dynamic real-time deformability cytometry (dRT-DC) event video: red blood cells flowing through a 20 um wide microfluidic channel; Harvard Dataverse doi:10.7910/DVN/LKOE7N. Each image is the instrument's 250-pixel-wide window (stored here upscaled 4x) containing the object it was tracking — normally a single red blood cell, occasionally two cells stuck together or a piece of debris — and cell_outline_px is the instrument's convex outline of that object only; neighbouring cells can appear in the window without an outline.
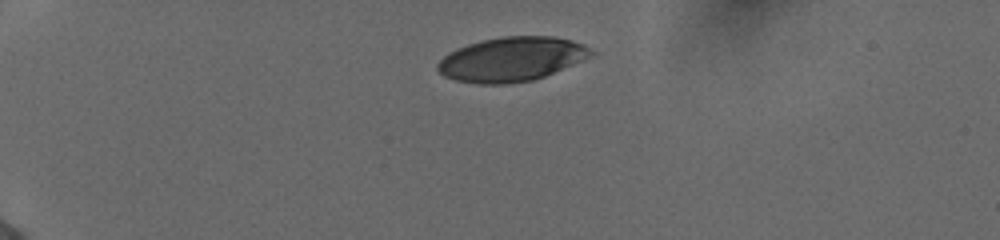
{"species": "human", "species_latin": "Homo sapiens", "temperature_condition": "cold", "stored_images_in_passage": 38, "camera_frame_rate_fps": 3000, "um_per_image_px": 0.085, "donor": {"sex": "female"}, "frame": {"image": 1, "passage_image": 1, "time_ms": 0.0, "image_size_px": [1000, 240], "cell_outline_px": [[596, 56], [544, 76], [532, 80], [508, 84], [480, 84], [456, 80], [444, 76], [436, 68], [436, 64], [448, 52], [456, 48], [480, 40], [500, 36], [552, 36], [572, 40], [584, 44], [596, 52]], "centroid_in_image_um": [43.52, 5.02], "position_along_channel_um": 41.5, "area_um2": 40.06}}
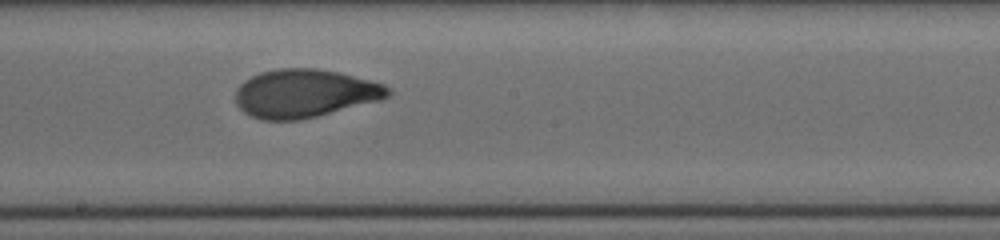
{"frame": {"image": 2, "passage_image": 20, "time_ms": 6.333, "image_size_px": [1000, 240], "cell_outline_px": [[392, 92], [388, 96], [380, 100], [300, 120], [264, 120], [252, 116], [244, 112], [236, 104], [236, 88], [244, 80], [260, 72], [276, 68], [316, 68], [336, 72], [384, 84], [392, 88]], "centroid_in_image_um": [25.88, 7.93], "position_along_channel_um": 222.3, "area_um2": 42.71}}
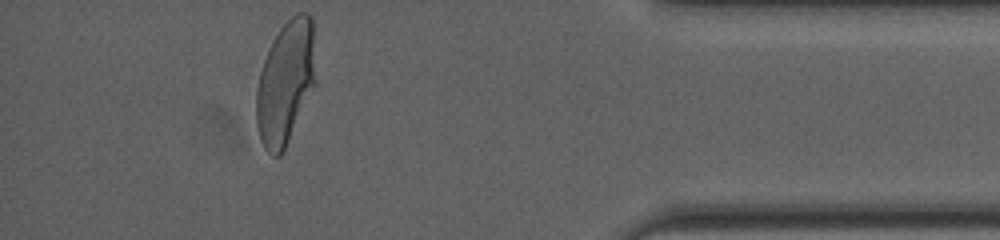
{"frame": {"image": 3, "passage_image": 37, "time_ms": 12.0, "image_size_px": [1000, 240], "cell_outline_px": [[316, 84], [284, 152], [280, 156], [272, 156], [264, 148], [260, 140], [256, 124], [256, 88], [260, 72], [264, 60], [272, 40], [280, 28], [296, 12], [308, 12], [312, 16], [316, 80]], "centroid_in_image_um": [24.28, 7.04], "position_along_channel_um": 410.9, "area_um2": 43.29}, "authors_computed_cell_mechanics": {"area_um2": 42.6564, "velocity_mm_per_s": 3.8838, "shape_relaxation_time_tau1_ms": 4.1378, "shape_relaxation_time_tau2_ms": 0.8172, "deformation_change_tau1": 0.1843, "deformation_change_tau2": 0.0619}}